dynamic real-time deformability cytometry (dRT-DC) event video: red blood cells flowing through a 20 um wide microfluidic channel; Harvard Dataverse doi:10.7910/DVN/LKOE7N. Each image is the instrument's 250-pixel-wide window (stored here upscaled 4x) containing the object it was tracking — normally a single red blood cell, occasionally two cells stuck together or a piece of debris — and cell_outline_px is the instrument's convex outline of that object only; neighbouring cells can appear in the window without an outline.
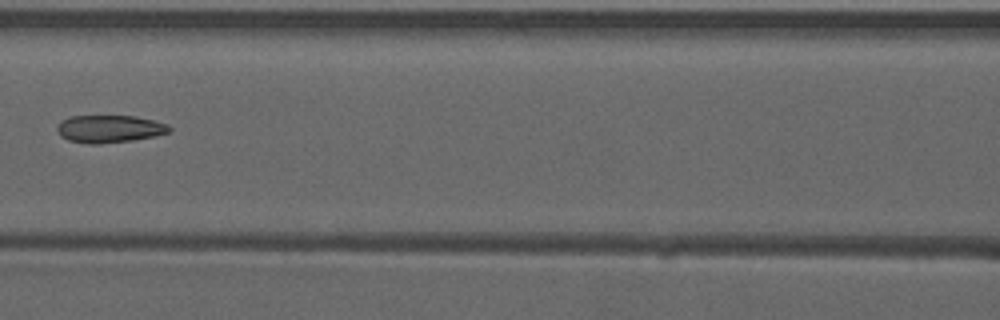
{"species": "common noctule bat (a hibernating species)", "species_latin": "Nyctalus noctula", "temperature_condition": "warm", "stored_images_in_passage": 7, "camera_frame_rate_fps": 3000, "um_per_image_px": 0.085, "animal": {"sex": "male", "forearm_length_mm": 52.5}, "frame": {"image": 1, "passage_image": 7, "time_ms": 2.0, "image_size_px": [1000, 320], "cell_outline_px": [[172, 128], [168, 132], [156, 136], [132, 140], [96, 144], [88, 144], [68, 140], [60, 136], [56, 128], [56, 124], [60, 120], [68, 116], [136, 116], [168, 124]], "centroid_in_image_um": [9.26, 10.95], "position_along_channel_um": 157.3, "area_um2": 18.15}}